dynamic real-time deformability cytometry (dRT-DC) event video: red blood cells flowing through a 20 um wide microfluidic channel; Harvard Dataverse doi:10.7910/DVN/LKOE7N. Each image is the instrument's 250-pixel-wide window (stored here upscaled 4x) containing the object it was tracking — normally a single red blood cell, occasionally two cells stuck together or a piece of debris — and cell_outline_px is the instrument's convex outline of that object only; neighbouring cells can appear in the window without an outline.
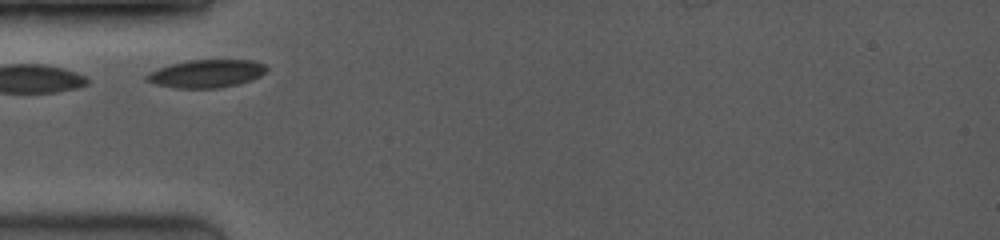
{"species": "common noctule bat (a hibernating species)", "species_latin": "Nyctalus noctula", "temperature_condition": "room temperature", "stored_images_in_passage": 16, "camera_frame_rate_fps": 3500, "um_per_image_px": 0.085, "animal": {"sex": "female", "body_mass_g": 19.0, "forearm_length_mm": 53.3}, "frame": {"image": 1, "passage_image": 1, "time_ms": 0.0, "image_size_px": [1000, 240], "cell_outline_px": [[268, 68], [260, 76], [252, 80], [220, 88], [176, 88], [156, 84], [144, 80], [144, 76], [148, 72], [172, 64], [188, 60], [252, 60], [264, 64]], "centroid_in_image_um": [17.53, 6.26], "position_along_channel_um": 67.5, "area_um2": 19.48}}
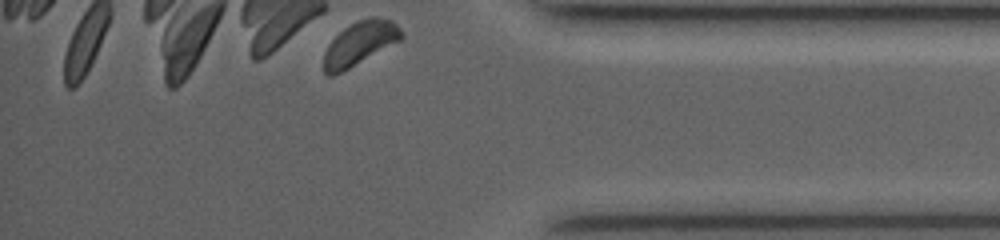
{"frame": {"image": 2, "passage_image": 16, "time_ms": 8.857, "image_size_px": [1000, 240], "cell_outline_px": [[404, 36], [400, 40], [348, 68], [332, 76], [328, 76], [324, 72], [324, 52], [328, 44], [344, 28], [356, 20], [368, 16], [376, 16], [392, 20], [400, 28]], "centroid_in_image_um": [30.58, 3.64], "position_along_channel_um": 404.6, "area_um2": 19.54}, "authors_computed_cell_mechanics": {"area_um2": 19.7387, "velocity_mm_per_s": 3.9124, "shape_relaxation_time_tau1_ms": null, "shape_relaxation_time_tau2_ms": 0.9306, "deformation_change_tau1": null, "deformation_change_tau2": 0.0324}}